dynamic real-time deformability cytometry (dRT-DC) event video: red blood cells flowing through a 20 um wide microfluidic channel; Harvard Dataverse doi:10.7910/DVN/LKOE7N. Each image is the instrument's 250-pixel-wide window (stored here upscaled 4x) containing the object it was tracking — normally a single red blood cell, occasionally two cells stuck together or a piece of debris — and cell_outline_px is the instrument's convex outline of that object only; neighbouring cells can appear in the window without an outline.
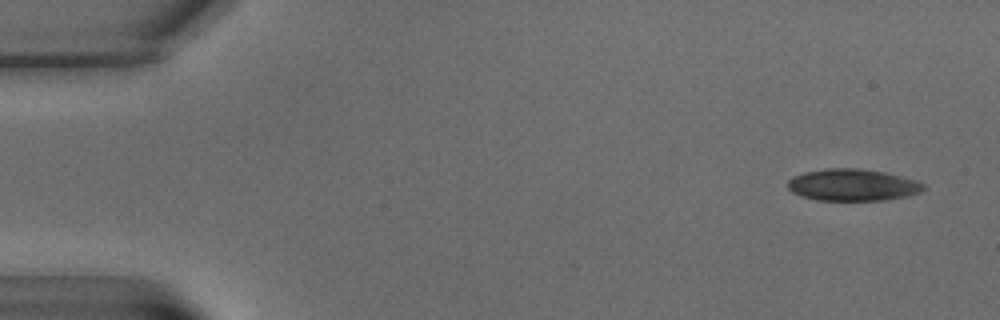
{"species": "common noctule bat (a hibernating species)", "species_latin": "Nyctalus noctula", "temperature_condition": "warm", "stored_images_in_passage": 7, "camera_frame_rate_fps": 3000, "um_per_image_px": 0.085, "animal": {"sex": "male", "body_mass_g": 15.6}, "frame": {"image": 1, "passage_image": 1, "time_ms": 0.0, "image_size_px": [1000, 320], "cell_outline_px": [[924, 188], [920, 192], [908, 196], [884, 200], [816, 200], [800, 196], [792, 192], [788, 188], [788, 180], [792, 176], [804, 172], [828, 168], [856, 168], [884, 172], [916, 180], [924, 184]], "centroid_in_image_um": [72.44, 15.72], "position_along_channel_um": 12.6, "area_um2": 25.2}}
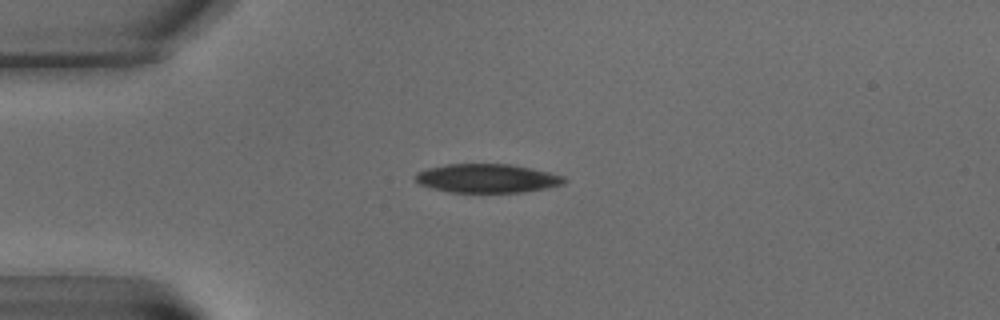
{"frame": {"image": 2, "passage_image": 5, "time_ms": 4.667, "image_size_px": [1000, 320], "cell_outline_px": [[568, 180], [564, 184], [548, 188], [524, 192], [448, 192], [432, 188], [420, 184], [416, 180], [416, 172], [428, 168], [448, 164], [508, 164], [532, 168], [564, 176]], "centroid_in_image_um": [41.44, 15.16], "position_along_channel_um": 43.6, "area_um2": 24.97}}